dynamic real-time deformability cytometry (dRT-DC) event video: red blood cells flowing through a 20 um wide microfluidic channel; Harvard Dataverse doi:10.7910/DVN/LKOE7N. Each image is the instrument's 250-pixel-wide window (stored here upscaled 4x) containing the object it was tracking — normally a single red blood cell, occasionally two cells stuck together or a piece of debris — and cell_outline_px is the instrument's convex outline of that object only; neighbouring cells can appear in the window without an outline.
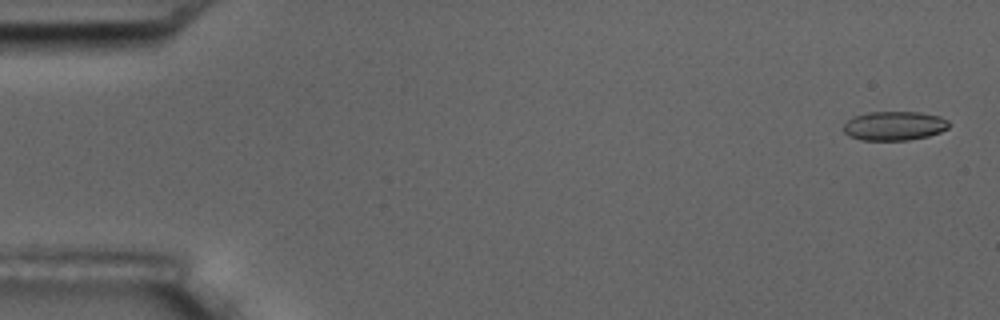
{"species": "common noctule bat (a hibernating species)", "species_latin": "Nyctalus noctula", "temperature_condition": "room temperature", "stored_images_in_passage": 11, "camera_frame_rate_fps": 3000, "um_per_image_px": 0.085, "animal": {"sex": "male", "body_mass_g": 17.5, "forearm_length_mm": 52.3}, "frame": {"image": 1, "passage_image": 1, "time_ms": 0.0, "image_size_px": [1000, 320], "cell_outline_px": [[948, 128], [940, 132], [928, 136], [908, 140], [860, 140], [848, 136], [844, 132], [844, 124], [848, 120], [856, 116], [868, 112], [920, 112], [940, 116], [948, 120]], "centroid_in_image_um": [76.02, 10.7], "position_along_channel_um": 9.0, "area_um2": 17.86}}
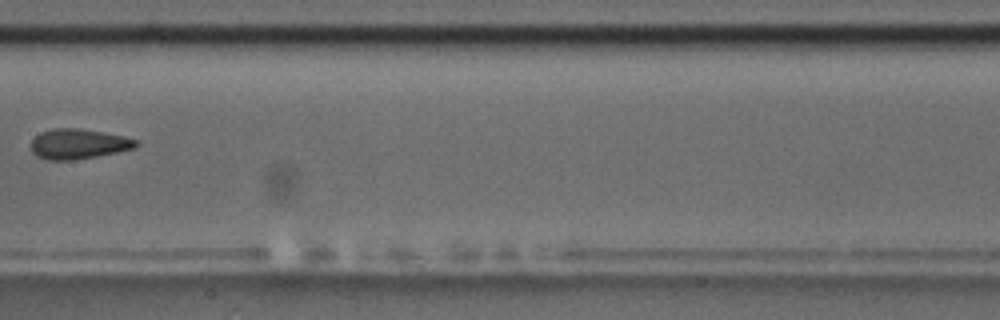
{"frame": {"image": 2, "passage_image": 9, "time_ms": 9.333, "image_size_px": [1000, 320], "cell_outline_px": [[140, 144], [136, 148], [96, 156], [72, 160], [48, 160], [36, 156], [32, 152], [32, 140], [40, 132], [52, 128], [80, 128], [124, 136], [136, 140]], "centroid_in_image_um": [6.66, 12.23], "position_along_channel_um": 200.7, "area_um2": 18.38}}
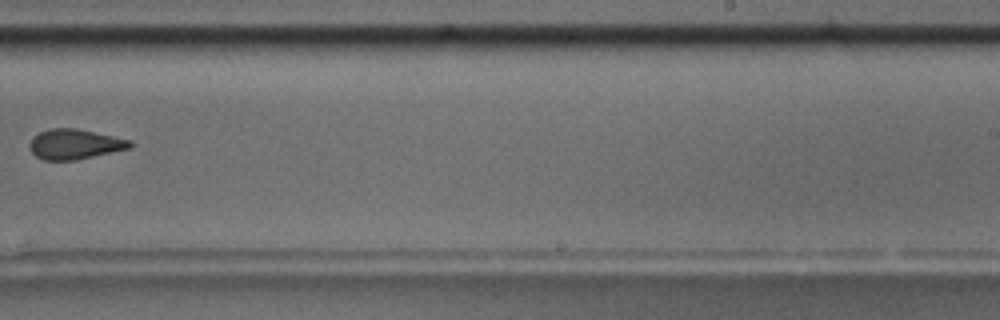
{"frame": {"image": 3, "passage_image": 11, "time_ms": 11.667, "image_size_px": [1000, 320], "cell_outline_px": [[132, 148], [76, 160], [44, 160], [36, 156], [28, 148], [28, 144], [32, 136], [48, 128], [76, 128], [132, 140]], "centroid_in_image_um": [6.33, 12.25], "position_along_channel_um": 282.7, "area_um2": 17.8}}